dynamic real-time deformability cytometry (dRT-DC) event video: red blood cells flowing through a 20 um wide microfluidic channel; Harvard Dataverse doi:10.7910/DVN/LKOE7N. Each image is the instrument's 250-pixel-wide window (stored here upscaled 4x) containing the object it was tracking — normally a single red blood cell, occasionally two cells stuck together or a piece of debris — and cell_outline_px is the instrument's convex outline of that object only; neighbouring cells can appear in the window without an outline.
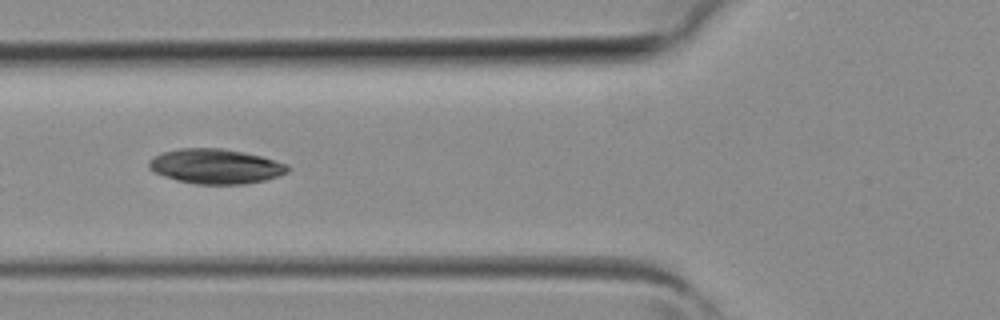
{"species": "common noctule bat (a hibernating species)", "species_latin": "Nyctalus noctula", "temperature_condition": "room temperature", "stored_images_in_passage": 3, "camera_frame_rate_fps": 3000, "um_per_image_px": 0.085, "animal": {"sex": "female", "body_mass_g": 19.3, "forearm_length_mm": 54.1}, "frame": {"image": 1, "passage_image": 3, "time_ms": 0.667, "image_size_px": [1000, 320], "cell_outline_px": [[292, 168], [288, 172], [264, 180], [244, 184], [196, 184], [176, 180], [164, 176], [148, 168], [148, 160], [164, 152], [180, 148], [220, 148], [244, 152], [260, 156], [288, 164]], "centroid_in_image_um": [18.34, 14.14], "position_along_channel_um": 107.5, "area_um2": 28.03}}